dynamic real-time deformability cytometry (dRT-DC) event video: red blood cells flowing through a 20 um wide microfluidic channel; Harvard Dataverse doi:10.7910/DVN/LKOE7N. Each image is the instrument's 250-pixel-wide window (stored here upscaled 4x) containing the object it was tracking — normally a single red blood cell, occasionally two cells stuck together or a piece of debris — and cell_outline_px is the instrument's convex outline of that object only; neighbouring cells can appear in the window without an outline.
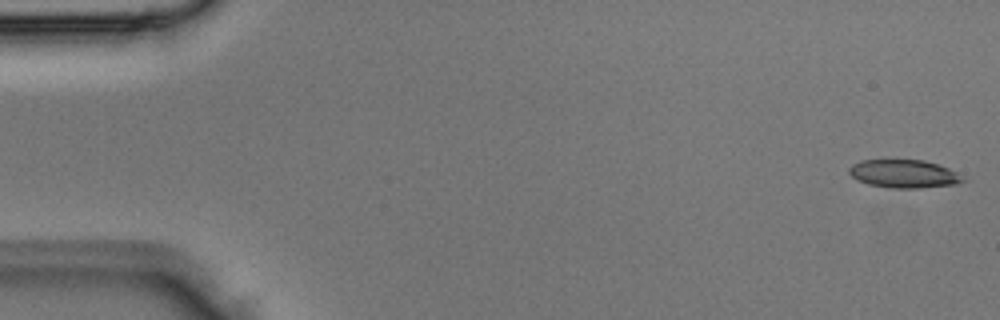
{"species": "Egyptian fruit bat (a non-hibernating species)", "species_latin": "Rousettus aegyptiacus", "temperature_condition": "room temperature", "stored_images_in_passage": 5, "camera_frame_rate_fps": 3000, "um_per_image_px": 0.085, "animal": {"sex": "male"}, "frame": {"image": 1, "passage_image": 1, "time_ms": 0.0, "image_size_px": [1000, 320], "cell_outline_px": [[968, 180], [952, 184], [920, 188], [892, 188], [868, 184], [856, 180], [848, 172], [848, 168], [852, 164], [860, 160], [924, 160], [948, 168], [956, 172]], "centroid_in_image_um": [76.79, 14.77], "position_along_channel_um": 8.2, "area_um2": 18.61}}